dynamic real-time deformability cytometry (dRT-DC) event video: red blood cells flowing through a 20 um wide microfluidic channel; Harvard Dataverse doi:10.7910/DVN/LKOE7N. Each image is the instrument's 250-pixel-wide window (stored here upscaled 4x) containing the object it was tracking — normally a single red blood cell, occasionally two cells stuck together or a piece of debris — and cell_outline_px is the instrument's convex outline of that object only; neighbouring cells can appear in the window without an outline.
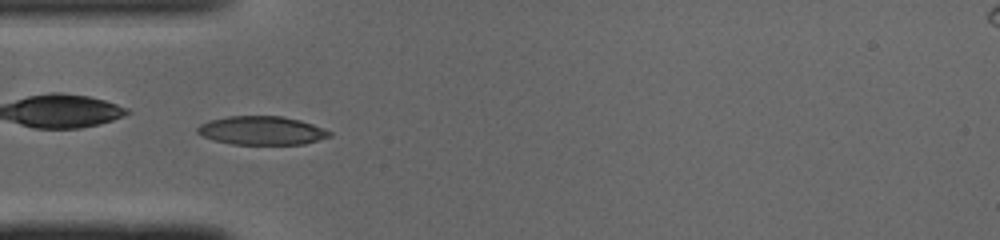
{"species": "common noctule bat (a hibernating species)", "species_latin": "Nyctalus noctula", "temperature_condition": "cold", "stored_images_in_passage": 46, "camera_frame_rate_fps": 3000, "um_per_image_px": 0.085, "animal": {"sex": "male", "body_mass_g": 19.0, "forearm_length_mm": 50.8}, "frame": {"image": 1, "passage_image": 13, "time_ms": 4.0, "image_size_px": [1000, 240], "cell_outline_px": [[332, 136], [304, 144], [232, 144], [212, 140], [196, 132], [196, 128], [200, 124], [208, 120], [228, 116], [280, 116], [300, 120], [324, 128], [332, 132]], "centroid_in_image_um": [22.24, 11.09], "position_along_channel_um": 62.8, "area_um2": 22.08}}
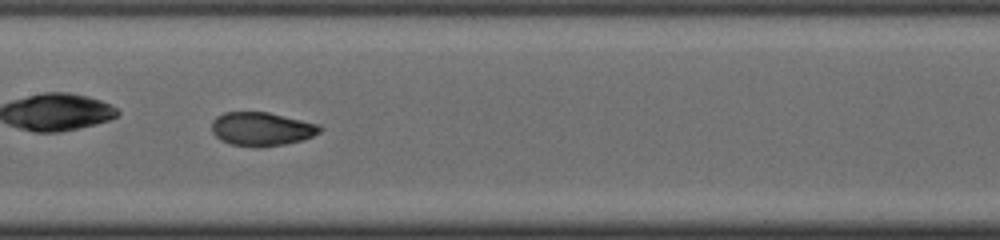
{"frame": {"image": 2, "passage_image": 22, "time_ms": 7.0, "image_size_px": [1000, 240], "cell_outline_px": [[324, 128], [320, 132], [312, 136], [300, 140], [284, 144], [260, 148], [256, 148], [232, 144], [220, 140], [212, 132], [212, 120], [216, 116], [224, 112], [268, 112], [320, 124]], "centroid_in_image_um": [22.24, 10.96], "position_along_channel_um": 185.2, "area_um2": 21.39}}
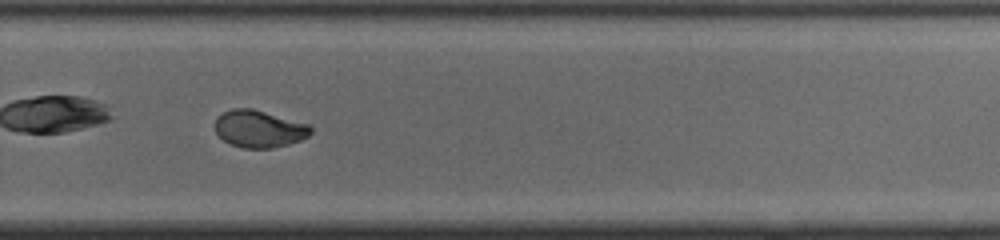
{"frame": {"image": 3, "passage_image": 31, "time_ms": 10.0, "image_size_px": [1000, 240], "cell_outline_px": [[312, 132], [308, 136], [300, 140], [288, 144], [272, 148], [244, 148], [228, 144], [216, 132], [216, 116], [232, 108], [252, 108], [308, 124], [312, 128]], "centroid_in_image_um": [22.01, 10.95], "position_along_channel_um": 307.8, "area_um2": 20.69}, "authors_computed_cell_mechanics": {"area_um2": 21.2993, "velocity_mm_per_s": 4.0932, "shape_relaxation_time_tau1_ms": 5.0526, "shape_relaxation_time_tau2_ms": 0.6367, "deformation_change_tau1": 0.1877, "deformation_change_tau2": 0.0439}}